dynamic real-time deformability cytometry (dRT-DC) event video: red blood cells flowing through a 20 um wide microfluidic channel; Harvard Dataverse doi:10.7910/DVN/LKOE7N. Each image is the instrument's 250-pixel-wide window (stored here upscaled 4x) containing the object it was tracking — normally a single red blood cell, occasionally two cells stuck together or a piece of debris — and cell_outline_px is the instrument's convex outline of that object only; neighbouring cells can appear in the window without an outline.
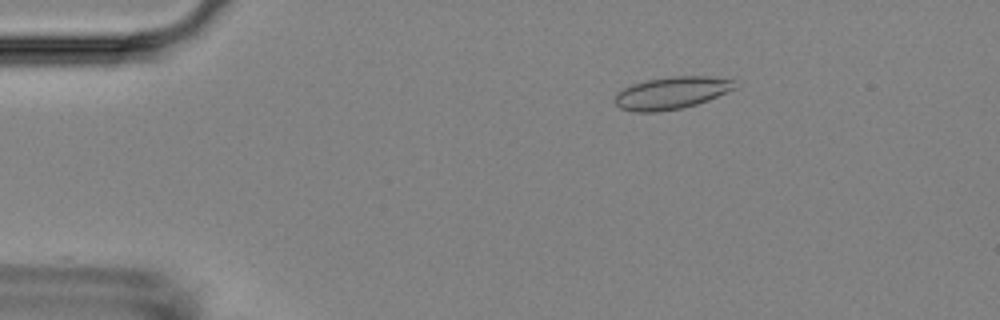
{"species": "Egyptian fruit bat (a non-hibernating species)", "species_latin": "Rousettus aegyptiacus", "temperature_condition": "room temperature", "stored_images_in_passage": 47, "camera_frame_rate_fps": 3000, "um_per_image_px": 0.085, "animal": {"sex": "female"}, "frame": {"image": 1, "passage_image": 1, "time_ms": 0.0, "image_size_px": [1000, 320], "cell_outline_px": [[736, 88], [708, 100], [696, 104], [680, 108], [652, 112], [636, 112], [620, 108], [616, 104], [616, 92], [632, 84], [648, 80], [672, 76], [708, 76], [736, 80]], "centroid_in_image_um": [57.1, 7.89], "position_along_channel_um": 27.9, "area_um2": 22.37}}
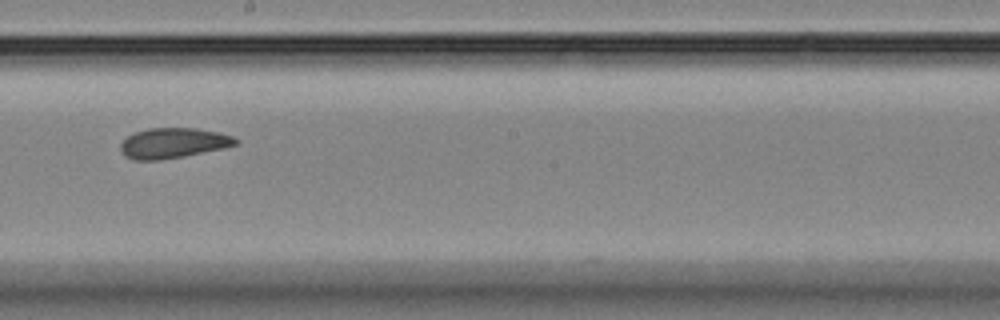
{"frame": {"image": 2, "passage_image": 23, "time_ms": 7.333, "image_size_px": [1000, 320], "cell_outline_px": [[240, 140], [236, 144], [224, 148], [184, 156], [160, 160], [132, 160], [124, 156], [120, 152], [120, 144], [128, 136], [136, 132], [148, 128], [196, 128], [216, 132], [232, 136]], "centroid_in_image_um": [14.69, 12.17], "position_along_channel_um": 233.5, "area_um2": 20.29}}
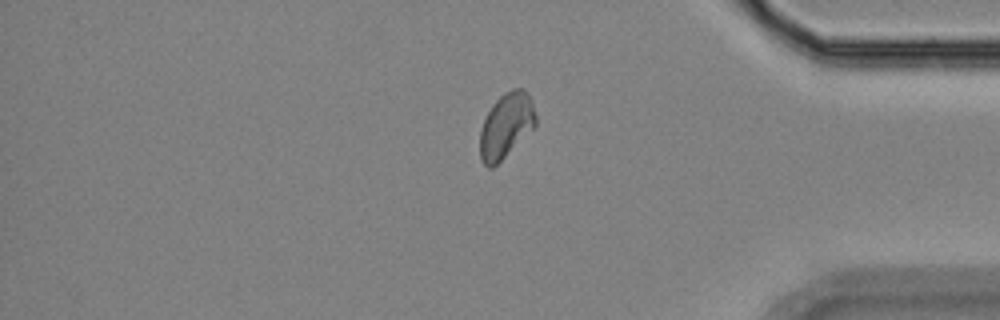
{"frame": {"image": 3, "passage_image": 38, "time_ms": 12.333, "image_size_px": [1000, 320], "cell_outline_px": [[536, 124], [492, 168], [488, 168], [480, 160], [480, 132], [484, 120], [492, 104], [504, 92], [512, 88], [524, 88], [528, 92], [536, 116]], "centroid_in_image_um": [43.0, 10.63], "position_along_channel_um": 392.2, "area_um2": 20.69}, "authors_computed_cell_mechanics": {"area_um2": 20.6924, "velocity_mm_per_s": 3.6004, "shape_relaxation_time_tau1_ms": null, "shape_relaxation_time_tau2_ms": 1.9189, "deformation_change_tau1": null, "deformation_change_tau2": 0.0593}}